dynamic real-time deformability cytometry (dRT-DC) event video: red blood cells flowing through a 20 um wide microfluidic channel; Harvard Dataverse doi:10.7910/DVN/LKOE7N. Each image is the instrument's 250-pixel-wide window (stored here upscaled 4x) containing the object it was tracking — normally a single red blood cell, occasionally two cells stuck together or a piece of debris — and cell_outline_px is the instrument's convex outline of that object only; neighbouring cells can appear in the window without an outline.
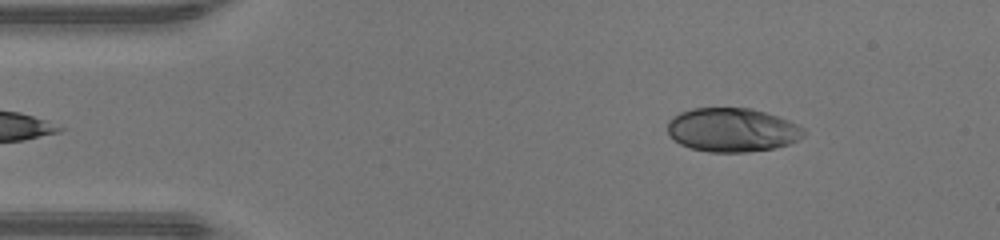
{"species": "human", "species_latin": "Homo sapiens", "temperature_condition": "warm", "stored_images_in_passage": 42, "camera_frame_rate_fps": 3000, "um_per_image_px": 0.085, "donor": {"sex": "male"}, "frame": {"image": 1, "passage_image": 2, "time_ms": 0.333, "image_size_px": [1000, 240], "cell_outline_px": [[804, 136], [788, 144], [772, 148], [748, 152], [708, 152], [692, 148], [680, 144], [668, 132], [668, 120], [680, 112], [692, 108], [752, 108], [788, 120], [804, 128]], "centroid_in_image_um": [62.23, 11.04], "position_along_channel_um": 22.8, "area_um2": 34.56}}
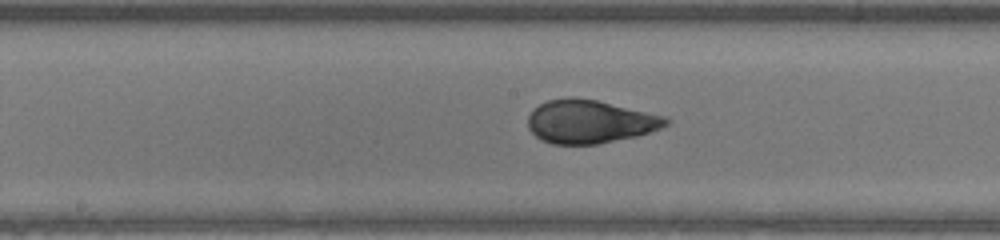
{"frame": {"image": 2, "passage_image": 19, "time_ms": 6.0, "image_size_px": [1000, 240], "cell_outline_px": [[672, 120], [668, 124], [660, 128], [636, 136], [596, 144], [552, 144], [540, 140], [528, 128], [528, 116], [532, 108], [548, 100], [568, 96], [572, 96], [596, 100], [668, 116]], "centroid_in_image_um": [50.13, 10.32], "position_along_channel_um": 198.1, "area_um2": 35.08}}
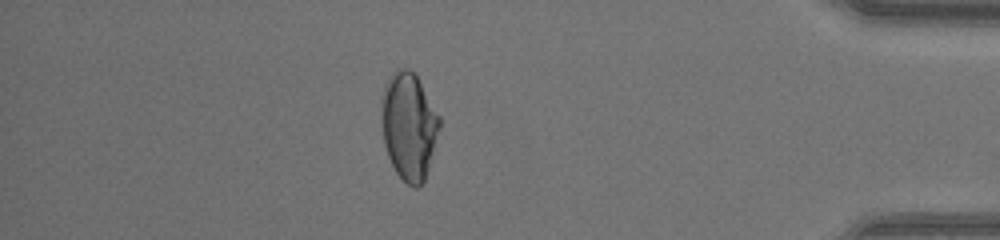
{"frame": {"image": 3, "passage_image": 36, "time_ms": 11.667, "image_size_px": [1000, 240], "cell_outline_px": [[440, 128], [428, 168], [424, 180], [416, 188], [408, 184], [396, 172], [388, 156], [384, 144], [380, 100], [384, 84], [392, 72], [396, 68], [408, 68], [416, 76], [440, 116]], "centroid_in_image_um": [34.73, 10.67], "position_along_channel_um": 400.5, "area_um2": 36.13}, "authors_computed_cell_mechanics": {"area_um2": 34.9112, "velocity_mm_per_s": 4.373, "shape_relaxation_time_tau1_ms": 8.5802, "shape_relaxation_time_tau2_ms": null, "deformation_change_tau1": 0.3369, "deformation_change_tau2": null}}